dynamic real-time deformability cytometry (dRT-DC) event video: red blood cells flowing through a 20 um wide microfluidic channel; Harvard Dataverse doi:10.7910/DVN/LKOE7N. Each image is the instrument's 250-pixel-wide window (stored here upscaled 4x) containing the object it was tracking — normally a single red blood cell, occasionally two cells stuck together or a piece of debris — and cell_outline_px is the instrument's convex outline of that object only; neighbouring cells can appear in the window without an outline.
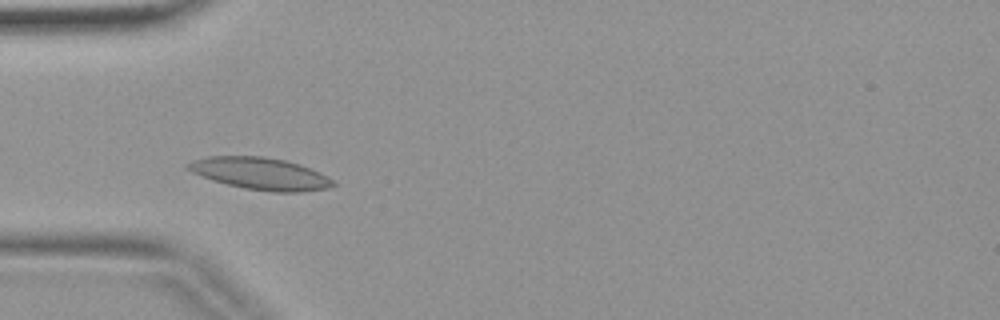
{"species": "common noctule bat (a hibernating species)", "species_latin": "Nyctalus noctula", "temperature_condition": "warm", "stored_images_in_passage": 3, "camera_frame_rate_fps": 3000, "um_per_image_px": 0.085, "animal": {"sex": "female", "body_mass_g": 19.9}, "frame": {"image": 1, "passage_image": 3, "time_ms": 0.667, "image_size_px": [1000, 320], "cell_outline_px": [[336, 184], [328, 188], [300, 192], [272, 192], [244, 188], [212, 180], [192, 172], [184, 168], [184, 164], [192, 160], [208, 156], [264, 156], [284, 160], [300, 164], [320, 172], [328, 176]], "centroid_in_image_um": [22.11, 14.75], "position_along_channel_um": 62.9, "area_um2": 27.22}}